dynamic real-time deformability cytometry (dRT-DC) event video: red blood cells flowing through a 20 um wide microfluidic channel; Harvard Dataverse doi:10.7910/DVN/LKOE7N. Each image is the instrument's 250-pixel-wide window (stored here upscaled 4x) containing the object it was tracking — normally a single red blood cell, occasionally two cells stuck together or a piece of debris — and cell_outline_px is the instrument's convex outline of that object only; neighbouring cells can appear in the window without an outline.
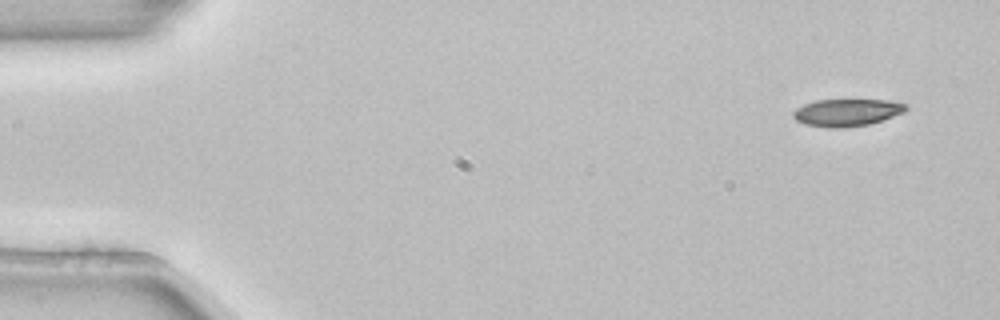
{"species": "common noctule bat (a hibernating species)", "species_latin": "Nyctalus noctula", "temperature_condition": "room temperature", "stored_images_in_passage": 3, "camera_frame_rate_fps": 3000, "um_per_image_px": 0.085, "animal": {"sex": "female", "body_mass_g": 22.7, "forearm_length_mm": 54.2}, "frame": {"image": 1, "passage_image": 1, "time_ms": 0.0, "image_size_px": [1000, 320], "cell_outline_px": [[908, 108], [904, 112], [868, 124], [844, 128], [828, 128], [804, 124], [796, 120], [792, 116], [792, 112], [796, 108], [804, 104], [816, 100], [888, 100], [908, 104]], "centroid_in_image_um": [71.95, 9.56], "position_along_channel_um": 13.0, "area_um2": 17.92}}